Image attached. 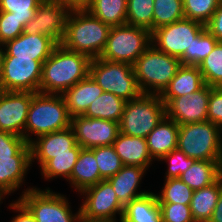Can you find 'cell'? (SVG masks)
<instances>
[{
    "label": "cell",
    "instance_id": "1",
    "mask_svg": "<svg viewBox=\"0 0 222 222\" xmlns=\"http://www.w3.org/2000/svg\"><path fill=\"white\" fill-rule=\"evenodd\" d=\"M91 58L57 45L42 64L39 93L62 95L89 75Z\"/></svg>",
    "mask_w": 222,
    "mask_h": 222
},
{
    "label": "cell",
    "instance_id": "2",
    "mask_svg": "<svg viewBox=\"0 0 222 222\" xmlns=\"http://www.w3.org/2000/svg\"><path fill=\"white\" fill-rule=\"evenodd\" d=\"M111 27L87 10L70 11L61 45L91 59L103 53Z\"/></svg>",
    "mask_w": 222,
    "mask_h": 222
},
{
    "label": "cell",
    "instance_id": "3",
    "mask_svg": "<svg viewBox=\"0 0 222 222\" xmlns=\"http://www.w3.org/2000/svg\"><path fill=\"white\" fill-rule=\"evenodd\" d=\"M71 116L62 95L35 93L28 109L24 138L29 144L33 138L69 128Z\"/></svg>",
    "mask_w": 222,
    "mask_h": 222
},
{
    "label": "cell",
    "instance_id": "4",
    "mask_svg": "<svg viewBox=\"0 0 222 222\" xmlns=\"http://www.w3.org/2000/svg\"><path fill=\"white\" fill-rule=\"evenodd\" d=\"M181 66L180 59L150 45L133 64L141 93L161 95Z\"/></svg>",
    "mask_w": 222,
    "mask_h": 222
},
{
    "label": "cell",
    "instance_id": "5",
    "mask_svg": "<svg viewBox=\"0 0 222 222\" xmlns=\"http://www.w3.org/2000/svg\"><path fill=\"white\" fill-rule=\"evenodd\" d=\"M221 134L210 121L179 125L177 149L195 160L222 161Z\"/></svg>",
    "mask_w": 222,
    "mask_h": 222
},
{
    "label": "cell",
    "instance_id": "6",
    "mask_svg": "<svg viewBox=\"0 0 222 222\" xmlns=\"http://www.w3.org/2000/svg\"><path fill=\"white\" fill-rule=\"evenodd\" d=\"M165 116V104L160 95L141 93L126 102L119 122L120 132L146 138Z\"/></svg>",
    "mask_w": 222,
    "mask_h": 222
},
{
    "label": "cell",
    "instance_id": "7",
    "mask_svg": "<svg viewBox=\"0 0 222 222\" xmlns=\"http://www.w3.org/2000/svg\"><path fill=\"white\" fill-rule=\"evenodd\" d=\"M89 75L102 87L103 92H110L126 102L141 94L133 65L94 58L90 63Z\"/></svg>",
    "mask_w": 222,
    "mask_h": 222
},
{
    "label": "cell",
    "instance_id": "8",
    "mask_svg": "<svg viewBox=\"0 0 222 222\" xmlns=\"http://www.w3.org/2000/svg\"><path fill=\"white\" fill-rule=\"evenodd\" d=\"M204 29V24L183 18L155 29L151 33V42L160 51L179 58L181 65H190L193 39Z\"/></svg>",
    "mask_w": 222,
    "mask_h": 222
},
{
    "label": "cell",
    "instance_id": "9",
    "mask_svg": "<svg viewBox=\"0 0 222 222\" xmlns=\"http://www.w3.org/2000/svg\"><path fill=\"white\" fill-rule=\"evenodd\" d=\"M151 44L149 30L127 24L111 27L105 49L99 58L133 65Z\"/></svg>",
    "mask_w": 222,
    "mask_h": 222
},
{
    "label": "cell",
    "instance_id": "10",
    "mask_svg": "<svg viewBox=\"0 0 222 222\" xmlns=\"http://www.w3.org/2000/svg\"><path fill=\"white\" fill-rule=\"evenodd\" d=\"M18 199L34 216L36 222H77L81 209L73 214L64 195L51 189L40 190L31 187L22 192Z\"/></svg>",
    "mask_w": 222,
    "mask_h": 222
},
{
    "label": "cell",
    "instance_id": "11",
    "mask_svg": "<svg viewBox=\"0 0 222 222\" xmlns=\"http://www.w3.org/2000/svg\"><path fill=\"white\" fill-rule=\"evenodd\" d=\"M44 61L4 56L0 75V90L39 93Z\"/></svg>",
    "mask_w": 222,
    "mask_h": 222
},
{
    "label": "cell",
    "instance_id": "12",
    "mask_svg": "<svg viewBox=\"0 0 222 222\" xmlns=\"http://www.w3.org/2000/svg\"><path fill=\"white\" fill-rule=\"evenodd\" d=\"M85 195L81 209V217L88 221L116 222V214L123 216L124 206L119 202L112 185L102 180L96 185L84 189Z\"/></svg>",
    "mask_w": 222,
    "mask_h": 222
},
{
    "label": "cell",
    "instance_id": "13",
    "mask_svg": "<svg viewBox=\"0 0 222 222\" xmlns=\"http://www.w3.org/2000/svg\"><path fill=\"white\" fill-rule=\"evenodd\" d=\"M213 88L205 84L189 96L161 98L165 104L166 117L178 125L208 121V101Z\"/></svg>",
    "mask_w": 222,
    "mask_h": 222
},
{
    "label": "cell",
    "instance_id": "14",
    "mask_svg": "<svg viewBox=\"0 0 222 222\" xmlns=\"http://www.w3.org/2000/svg\"><path fill=\"white\" fill-rule=\"evenodd\" d=\"M70 11L54 0H43L37 7L35 16L25 26L27 34H41L60 45L65 34Z\"/></svg>",
    "mask_w": 222,
    "mask_h": 222
},
{
    "label": "cell",
    "instance_id": "15",
    "mask_svg": "<svg viewBox=\"0 0 222 222\" xmlns=\"http://www.w3.org/2000/svg\"><path fill=\"white\" fill-rule=\"evenodd\" d=\"M70 127L76 142L84 149L110 146L120 133L119 123L116 121L88 118L83 115L71 117Z\"/></svg>",
    "mask_w": 222,
    "mask_h": 222
},
{
    "label": "cell",
    "instance_id": "16",
    "mask_svg": "<svg viewBox=\"0 0 222 222\" xmlns=\"http://www.w3.org/2000/svg\"><path fill=\"white\" fill-rule=\"evenodd\" d=\"M33 92L0 90V130L24 138V129Z\"/></svg>",
    "mask_w": 222,
    "mask_h": 222
},
{
    "label": "cell",
    "instance_id": "17",
    "mask_svg": "<svg viewBox=\"0 0 222 222\" xmlns=\"http://www.w3.org/2000/svg\"><path fill=\"white\" fill-rule=\"evenodd\" d=\"M31 164L38 160L40 168L50 159L52 155L72 154V149L78 143L72 128L44 134L36 137L30 143Z\"/></svg>",
    "mask_w": 222,
    "mask_h": 222
},
{
    "label": "cell",
    "instance_id": "18",
    "mask_svg": "<svg viewBox=\"0 0 222 222\" xmlns=\"http://www.w3.org/2000/svg\"><path fill=\"white\" fill-rule=\"evenodd\" d=\"M4 56L32 58L46 60L57 44L50 38L41 34H27L23 32L17 38L3 44Z\"/></svg>",
    "mask_w": 222,
    "mask_h": 222
},
{
    "label": "cell",
    "instance_id": "19",
    "mask_svg": "<svg viewBox=\"0 0 222 222\" xmlns=\"http://www.w3.org/2000/svg\"><path fill=\"white\" fill-rule=\"evenodd\" d=\"M31 166L30 145L27 143L15 156L0 158V195H10L24 183Z\"/></svg>",
    "mask_w": 222,
    "mask_h": 222
},
{
    "label": "cell",
    "instance_id": "20",
    "mask_svg": "<svg viewBox=\"0 0 222 222\" xmlns=\"http://www.w3.org/2000/svg\"><path fill=\"white\" fill-rule=\"evenodd\" d=\"M146 168L133 165H123V167L107 181L112 185L119 202L125 207L134 198L140 197L148 191H139L143 174Z\"/></svg>",
    "mask_w": 222,
    "mask_h": 222
},
{
    "label": "cell",
    "instance_id": "21",
    "mask_svg": "<svg viewBox=\"0 0 222 222\" xmlns=\"http://www.w3.org/2000/svg\"><path fill=\"white\" fill-rule=\"evenodd\" d=\"M103 93L99 86L90 75L78 81L75 85L67 89L62 97L65 100L68 112L71 117L83 115L89 105Z\"/></svg>",
    "mask_w": 222,
    "mask_h": 222
},
{
    "label": "cell",
    "instance_id": "22",
    "mask_svg": "<svg viewBox=\"0 0 222 222\" xmlns=\"http://www.w3.org/2000/svg\"><path fill=\"white\" fill-rule=\"evenodd\" d=\"M112 146L123 165L148 169L154 160L149 153L146 138L128 136L120 132Z\"/></svg>",
    "mask_w": 222,
    "mask_h": 222
},
{
    "label": "cell",
    "instance_id": "23",
    "mask_svg": "<svg viewBox=\"0 0 222 222\" xmlns=\"http://www.w3.org/2000/svg\"><path fill=\"white\" fill-rule=\"evenodd\" d=\"M178 132L179 125L165 116L147 135L148 150L154 160H159L164 155L177 149Z\"/></svg>",
    "mask_w": 222,
    "mask_h": 222
},
{
    "label": "cell",
    "instance_id": "24",
    "mask_svg": "<svg viewBox=\"0 0 222 222\" xmlns=\"http://www.w3.org/2000/svg\"><path fill=\"white\" fill-rule=\"evenodd\" d=\"M204 85L205 81L198 66L181 65L160 97L189 96L193 92L200 90Z\"/></svg>",
    "mask_w": 222,
    "mask_h": 222
},
{
    "label": "cell",
    "instance_id": "25",
    "mask_svg": "<svg viewBox=\"0 0 222 222\" xmlns=\"http://www.w3.org/2000/svg\"><path fill=\"white\" fill-rule=\"evenodd\" d=\"M102 180L94 153L90 149L82 148L71 173L69 183L81 193L84 189L96 185Z\"/></svg>",
    "mask_w": 222,
    "mask_h": 222
},
{
    "label": "cell",
    "instance_id": "26",
    "mask_svg": "<svg viewBox=\"0 0 222 222\" xmlns=\"http://www.w3.org/2000/svg\"><path fill=\"white\" fill-rule=\"evenodd\" d=\"M121 222H163L156 194L148 192L131 200L124 207Z\"/></svg>",
    "mask_w": 222,
    "mask_h": 222
},
{
    "label": "cell",
    "instance_id": "27",
    "mask_svg": "<svg viewBox=\"0 0 222 222\" xmlns=\"http://www.w3.org/2000/svg\"><path fill=\"white\" fill-rule=\"evenodd\" d=\"M222 176V161L196 160L180 179L193 191L207 187Z\"/></svg>",
    "mask_w": 222,
    "mask_h": 222
},
{
    "label": "cell",
    "instance_id": "28",
    "mask_svg": "<svg viewBox=\"0 0 222 222\" xmlns=\"http://www.w3.org/2000/svg\"><path fill=\"white\" fill-rule=\"evenodd\" d=\"M221 177L211 185L194 190L190 209L194 220H210L219 200Z\"/></svg>",
    "mask_w": 222,
    "mask_h": 222
},
{
    "label": "cell",
    "instance_id": "29",
    "mask_svg": "<svg viewBox=\"0 0 222 222\" xmlns=\"http://www.w3.org/2000/svg\"><path fill=\"white\" fill-rule=\"evenodd\" d=\"M126 101L110 92H103L83 114L88 118H100L120 122Z\"/></svg>",
    "mask_w": 222,
    "mask_h": 222
},
{
    "label": "cell",
    "instance_id": "30",
    "mask_svg": "<svg viewBox=\"0 0 222 222\" xmlns=\"http://www.w3.org/2000/svg\"><path fill=\"white\" fill-rule=\"evenodd\" d=\"M87 11L110 27L125 25L127 0H92Z\"/></svg>",
    "mask_w": 222,
    "mask_h": 222
},
{
    "label": "cell",
    "instance_id": "31",
    "mask_svg": "<svg viewBox=\"0 0 222 222\" xmlns=\"http://www.w3.org/2000/svg\"><path fill=\"white\" fill-rule=\"evenodd\" d=\"M81 149L82 147L78 144L72 149V154L52 155V159L41 167L44 179L64 177L68 181Z\"/></svg>",
    "mask_w": 222,
    "mask_h": 222
},
{
    "label": "cell",
    "instance_id": "32",
    "mask_svg": "<svg viewBox=\"0 0 222 222\" xmlns=\"http://www.w3.org/2000/svg\"><path fill=\"white\" fill-rule=\"evenodd\" d=\"M153 31L185 18L183 0H154Z\"/></svg>",
    "mask_w": 222,
    "mask_h": 222
},
{
    "label": "cell",
    "instance_id": "33",
    "mask_svg": "<svg viewBox=\"0 0 222 222\" xmlns=\"http://www.w3.org/2000/svg\"><path fill=\"white\" fill-rule=\"evenodd\" d=\"M154 0H127L126 24L153 32Z\"/></svg>",
    "mask_w": 222,
    "mask_h": 222
},
{
    "label": "cell",
    "instance_id": "34",
    "mask_svg": "<svg viewBox=\"0 0 222 222\" xmlns=\"http://www.w3.org/2000/svg\"><path fill=\"white\" fill-rule=\"evenodd\" d=\"M198 67L206 85L222 87V42L216 44Z\"/></svg>",
    "mask_w": 222,
    "mask_h": 222
},
{
    "label": "cell",
    "instance_id": "35",
    "mask_svg": "<svg viewBox=\"0 0 222 222\" xmlns=\"http://www.w3.org/2000/svg\"><path fill=\"white\" fill-rule=\"evenodd\" d=\"M193 190L180 178L165 179L161 194H156L158 203L190 205Z\"/></svg>",
    "mask_w": 222,
    "mask_h": 222
},
{
    "label": "cell",
    "instance_id": "36",
    "mask_svg": "<svg viewBox=\"0 0 222 222\" xmlns=\"http://www.w3.org/2000/svg\"><path fill=\"white\" fill-rule=\"evenodd\" d=\"M90 150L96 157L100 176L103 180L111 178L123 167L120 157L112 145L98 146L91 148Z\"/></svg>",
    "mask_w": 222,
    "mask_h": 222
},
{
    "label": "cell",
    "instance_id": "37",
    "mask_svg": "<svg viewBox=\"0 0 222 222\" xmlns=\"http://www.w3.org/2000/svg\"><path fill=\"white\" fill-rule=\"evenodd\" d=\"M222 0H183L185 18L206 25Z\"/></svg>",
    "mask_w": 222,
    "mask_h": 222
},
{
    "label": "cell",
    "instance_id": "38",
    "mask_svg": "<svg viewBox=\"0 0 222 222\" xmlns=\"http://www.w3.org/2000/svg\"><path fill=\"white\" fill-rule=\"evenodd\" d=\"M43 0H0V11L13 13V16L26 24L34 18L38 5Z\"/></svg>",
    "mask_w": 222,
    "mask_h": 222
},
{
    "label": "cell",
    "instance_id": "39",
    "mask_svg": "<svg viewBox=\"0 0 222 222\" xmlns=\"http://www.w3.org/2000/svg\"><path fill=\"white\" fill-rule=\"evenodd\" d=\"M219 41L206 28L193 39L190 53V65L199 63L213 50Z\"/></svg>",
    "mask_w": 222,
    "mask_h": 222
},
{
    "label": "cell",
    "instance_id": "40",
    "mask_svg": "<svg viewBox=\"0 0 222 222\" xmlns=\"http://www.w3.org/2000/svg\"><path fill=\"white\" fill-rule=\"evenodd\" d=\"M169 161L168 169L166 171L165 179L180 178V175L185 172L193 163L195 159L188 157L184 152L175 149L164 155L158 161Z\"/></svg>",
    "mask_w": 222,
    "mask_h": 222
},
{
    "label": "cell",
    "instance_id": "41",
    "mask_svg": "<svg viewBox=\"0 0 222 222\" xmlns=\"http://www.w3.org/2000/svg\"><path fill=\"white\" fill-rule=\"evenodd\" d=\"M163 222H193L190 205L159 203Z\"/></svg>",
    "mask_w": 222,
    "mask_h": 222
},
{
    "label": "cell",
    "instance_id": "42",
    "mask_svg": "<svg viewBox=\"0 0 222 222\" xmlns=\"http://www.w3.org/2000/svg\"><path fill=\"white\" fill-rule=\"evenodd\" d=\"M24 29L25 26L13 16V13L0 11V44L17 38Z\"/></svg>",
    "mask_w": 222,
    "mask_h": 222
},
{
    "label": "cell",
    "instance_id": "43",
    "mask_svg": "<svg viewBox=\"0 0 222 222\" xmlns=\"http://www.w3.org/2000/svg\"><path fill=\"white\" fill-rule=\"evenodd\" d=\"M26 144L25 138L0 130V158L15 156Z\"/></svg>",
    "mask_w": 222,
    "mask_h": 222
},
{
    "label": "cell",
    "instance_id": "44",
    "mask_svg": "<svg viewBox=\"0 0 222 222\" xmlns=\"http://www.w3.org/2000/svg\"><path fill=\"white\" fill-rule=\"evenodd\" d=\"M208 121L222 129V87H214L208 101Z\"/></svg>",
    "mask_w": 222,
    "mask_h": 222
},
{
    "label": "cell",
    "instance_id": "45",
    "mask_svg": "<svg viewBox=\"0 0 222 222\" xmlns=\"http://www.w3.org/2000/svg\"><path fill=\"white\" fill-rule=\"evenodd\" d=\"M205 28L216 37L219 42H222V1L214 12Z\"/></svg>",
    "mask_w": 222,
    "mask_h": 222
},
{
    "label": "cell",
    "instance_id": "46",
    "mask_svg": "<svg viewBox=\"0 0 222 222\" xmlns=\"http://www.w3.org/2000/svg\"><path fill=\"white\" fill-rule=\"evenodd\" d=\"M10 207L19 213L10 222H36L34 216L19 200L10 203Z\"/></svg>",
    "mask_w": 222,
    "mask_h": 222
},
{
    "label": "cell",
    "instance_id": "47",
    "mask_svg": "<svg viewBox=\"0 0 222 222\" xmlns=\"http://www.w3.org/2000/svg\"><path fill=\"white\" fill-rule=\"evenodd\" d=\"M54 1L62 4L69 11H82L88 9L92 0H54Z\"/></svg>",
    "mask_w": 222,
    "mask_h": 222
},
{
    "label": "cell",
    "instance_id": "48",
    "mask_svg": "<svg viewBox=\"0 0 222 222\" xmlns=\"http://www.w3.org/2000/svg\"><path fill=\"white\" fill-rule=\"evenodd\" d=\"M211 222H222V176H221V189L218 203L215 206V209L210 218Z\"/></svg>",
    "mask_w": 222,
    "mask_h": 222
},
{
    "label": "cell",
    "instance_id": "49",
    "mask_svg": "<svg viewBox=\"0 0 222 222\" xmlns=\"http://www.w3.org/2000/svg\"><path fill=\"white\" fill-rule=\"evenodd\" d=\"M4 54H5L4 46L2 44H0V66H2V64H3Z\"/></svg>",
    "mask_w": 222,
    "mask_h": 222
},
{
    "label": "cell",
    "instance_id": "50",
    "mask_svg": "<svg viewBox=\"0 0 222 222\" xmlns=\"http://www.w3.org/2000/svg\"><path fill=\"white\" fill-rule=\"evenodd\" d=\"M77 222H104V221H88L80 217V219Z\"/></svg>",
    "mask_w": 222,
    "mask_h": 222
},
{
    "label": "cell",
    "instance_id": "51",
    "mask_svg": "<svg viewBox=\"0 0 222 222\" xmlns=\"http://www.w3.org/2000/svg\"><path fill=\"white\" fill-rule=\"evenodd\" d=\"M193 222H211L210 220H194Z\"/></svg>",
    "mask_w": 222,
    "mask_h": 222
},
{
    "label": "cell",
    "instance_id": "52",
    "mask_svg": "<svg viewBox=\"0 0 222 222\" xmlns=\"http://www.w3.org/2000/svg\"><path fill=\"white\" fill-rule=\"evenodd\" d=\"M2 198H4V197L0 195V204H1Z\"/></svg>",
    "mask_w": 222,
    "mask_h": 222
}]
</instances>
